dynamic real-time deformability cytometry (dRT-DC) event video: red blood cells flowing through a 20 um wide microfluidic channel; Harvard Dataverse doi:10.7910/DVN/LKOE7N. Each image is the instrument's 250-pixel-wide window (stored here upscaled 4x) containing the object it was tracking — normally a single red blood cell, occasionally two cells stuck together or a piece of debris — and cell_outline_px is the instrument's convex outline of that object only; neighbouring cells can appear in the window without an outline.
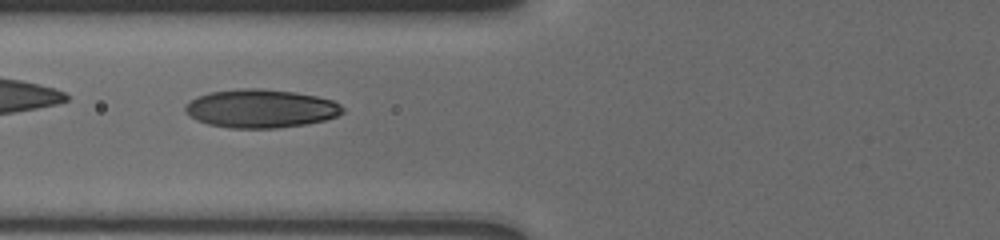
{"species": "human", "species_latin": "Homo sapiens", "temperature_condition": "cold", "stored_images_in_passage": 5, "camera_frame_rate_fps": 3000, "um_per_image_px": 0.085, "donor": {"sex": "male"}, "frame": {"image": 1, "passage_image": 3, "time_ms": 1.667, "image_size_px": [1000, 240], "cell_outline_px": [[344, 112], [336, 116], [324, 120], [304, 124], [276, 128], [232, 128], [208, 124], [196, 120], [184, 112], [184, 108], [196, 96], [212, 92], [240, 88], [260, 88], [292, 92], [316, 96], [332, 100], [340, 104], [344, 108]], "centroid_in_image_um": [22.15, 9.23], "position_along_channel_um": 103.6, "area_um2": 35.08}}
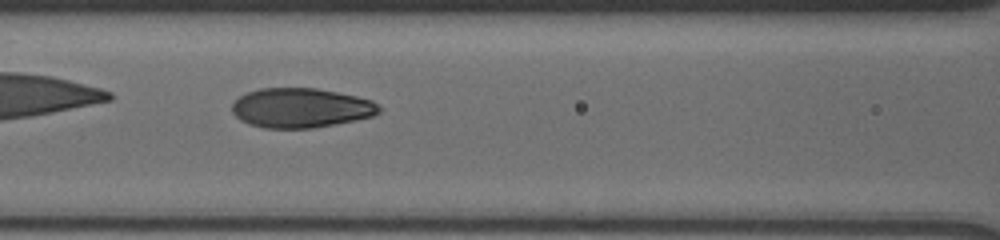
{"frame": {"image": 2, "passage_image": 4, "time_ms": 2.667, "image_size_px": [1000, 240], "cell_outline_px": [[380, 112], [372, 116], [356, 120], [336, 124], [312, 128], [264, 128], [248, 124], [240, 120], [232, 112], [232, 104], [240, 96], [248, 92], [260, 88], [316, 88], [356, 96], [372, 100], [380, 108]], "centroid_in_image_um": [25.56, 9.18], "position_along_channel_um": 141.0, "area_um2": 33.87}}
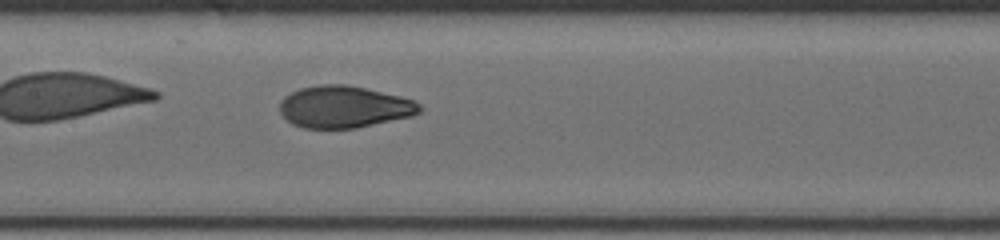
{"frame": {"image": 3, "passage_image": 5, "time_ms": 3.667, "image_size_px": [1000, 240], "cell_outline_px": [[424, 108], [420, 112], [412, 116], [356, 128], [304, 128], [292, 124], [280, 112], [280, 100], [284, 96], [300, 88], [320, 84], [344, 84], [364, 88], [400, 96], [412, 100], [420, 104]], "centroid_in_image_um": [29.25, 9.08], "position_along_channel_um": 178.2, "area_um2": 34.1}}